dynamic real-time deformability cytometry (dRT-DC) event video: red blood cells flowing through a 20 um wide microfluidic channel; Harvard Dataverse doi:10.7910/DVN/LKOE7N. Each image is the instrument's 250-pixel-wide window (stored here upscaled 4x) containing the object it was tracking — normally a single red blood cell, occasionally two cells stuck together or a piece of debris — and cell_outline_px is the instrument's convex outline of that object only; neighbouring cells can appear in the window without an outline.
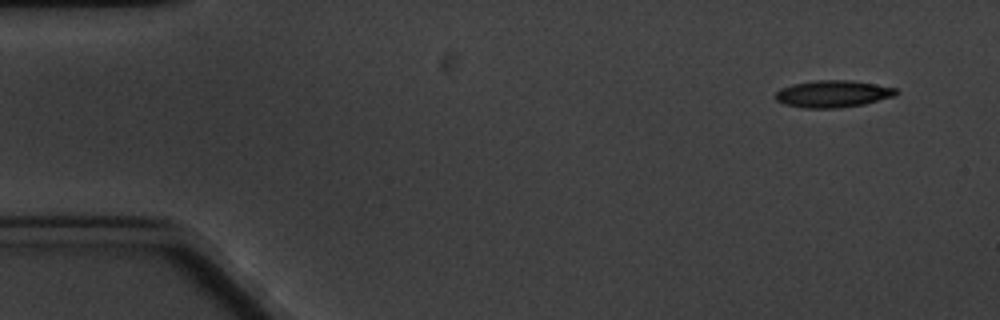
{"species": "common noctule bat (a hibernating species)", "species_latin": "Nyctalus noctula", "temperature_condition": "cold", "stored_images_in_passage": 4, "camera_frame_rate_fps": 3000, "um_per_image_px": 0.085, "animal": {"sex": "male", "body_mass_g": 20.1, "forearm_length_mm": 53.5}, "frame": {"image": 1, "passage_image": 1, "time_ms": 0.0, "image_size_px": [1000, 320], "cell_outline_px": [[900, 92], [896, 96], [864, 104], [840, 108], [804, 108], [784, 104], [776, 100], [776, 92], [780, 88], [792, 84], [816, 80], [852, 80], [896, 88]], "centroid_in_image_um": [70.81, 7.98], "position_along_channel_um": 14.2, "area_um2": 19.13}}
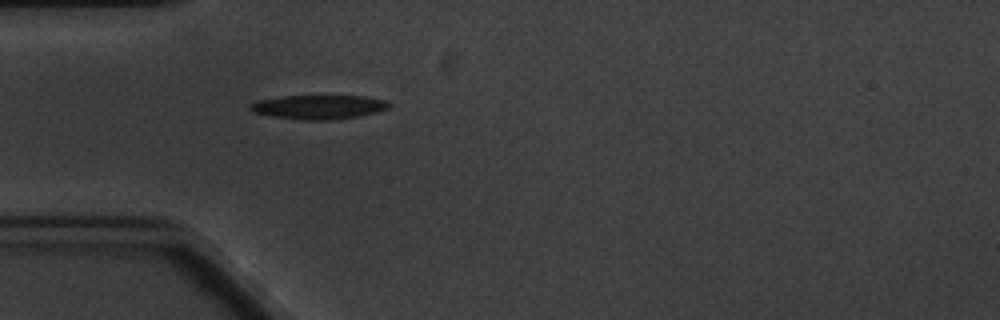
{"frame": {"image": 2, "passage_image": 4, "time_ms": 4.333, "image_size_px": [1000, 320], "cell_outline_px": [[392, 104], [388, 108], [376, 112], [360, 116], [328, 120], [304, 120], [272, 116], [252, 112], [248, 108], [252, 104], [260, 100], [284, 96], [364, 96], [384, 100]], "centroid_in_image_um": [27.11, 9.1], "position_along_channel_um": 57.9, "area_um2": 19.31}}